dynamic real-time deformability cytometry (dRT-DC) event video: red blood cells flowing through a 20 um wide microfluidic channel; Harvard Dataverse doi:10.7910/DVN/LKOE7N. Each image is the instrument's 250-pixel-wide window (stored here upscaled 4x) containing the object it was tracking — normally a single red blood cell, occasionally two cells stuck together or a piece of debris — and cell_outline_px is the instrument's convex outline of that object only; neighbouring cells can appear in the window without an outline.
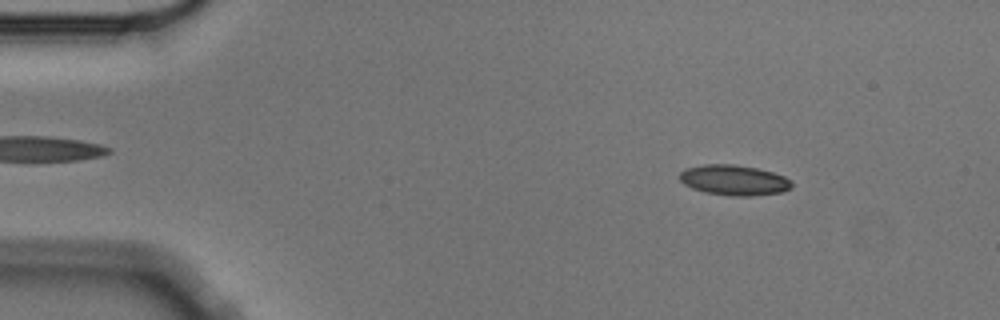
{"species": "Egyptian fruit bat (a non-hibernating species)", "species_latin": "Rousettus aegyptiacus", "temperature_condition": "cold", "stored_images_in_passage": 4, "camera_frame_rate_fps": 3000, "um_per_image_px": 0.085, "animal": {"sex": "male"}, "frame": {"image": 1, "passage_image": 2, "time_ms": 0.333, "image_size_px": [1000, 320], "cell_outline_px": [[792, 188], [780, 192], [752, 196], [732, 196], [704, 192], [692, 188], [684, 184], [680, 180], [680, 172], [684, 168], [704, 164], [736, 164], [756, 168], [772, 172], [784, 176], [792, 184]], "centroid_in_image_um": [62.35, 15.3], "position_along_channel_um": 22.6, "area_um2": 19.83}}